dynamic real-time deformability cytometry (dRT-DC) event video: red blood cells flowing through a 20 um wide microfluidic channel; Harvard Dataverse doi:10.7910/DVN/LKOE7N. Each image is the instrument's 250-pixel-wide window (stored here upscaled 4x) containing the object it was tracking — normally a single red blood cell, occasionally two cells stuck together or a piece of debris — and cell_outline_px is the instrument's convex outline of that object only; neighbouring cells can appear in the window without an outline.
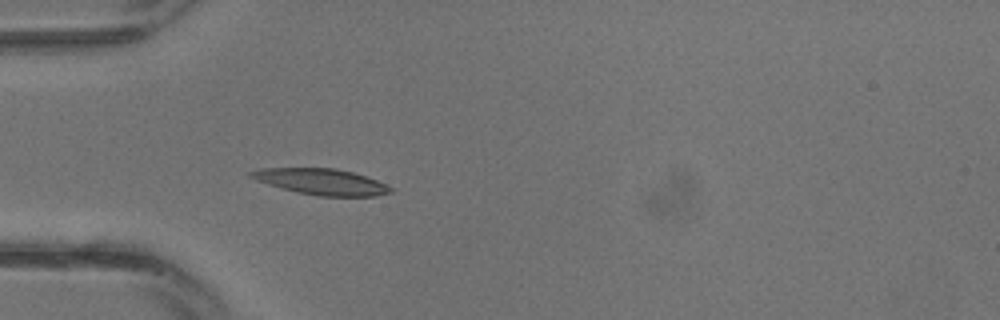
{"species": "common noctule bat (a hibernating species)", "species_latin": "Nyctalus noctula", "temperature_condition": "warm", "stored_images_in_passage": 14, "camera_frame_rate_fps": 3000, "um_per_image_px": 0.085, "animal": {"sex": "male", "body_mass_g": 13.3}, "frame": {"image": 1, "passage_image": 10, "time_ms": 3.0, "image_size_px": [1000, 320], "cell_outline_px": [[392, 192], [376, 196], [320, 196], [296, 192], [268, 184], [256, 180], [248, 176], [248, 172], [260, 168], [336, 168], [352, 172], [376, 180], [392, 188]], "centroid_in_image_um": [27.28, 15.44], "position_along_channel_um": 57.7, "area_um2": 21.04}}
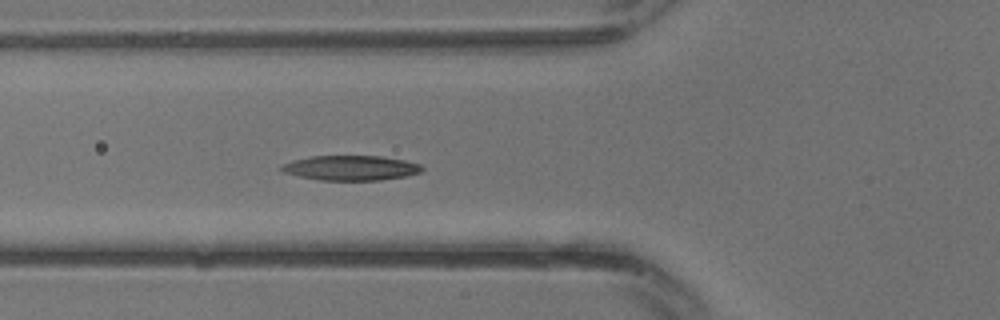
{"frame": {"image": 2, "passage_image": 12, "time_ms": 3.667, "image_size_px": [1000, 320], "cell_outline_px": [[424, 168], [420, 172], [404, 176], [380, 180], [320, 180], [300, 176], [284, 172], [280, 168], [284, 164], [292, 160], [312, 156], [380, 156], [404, 160], [420, 164]], "centroid_in_image_um": [29.83, 14.27], "position_along_channel_um": 96.0, "area_um2": 20.11}}
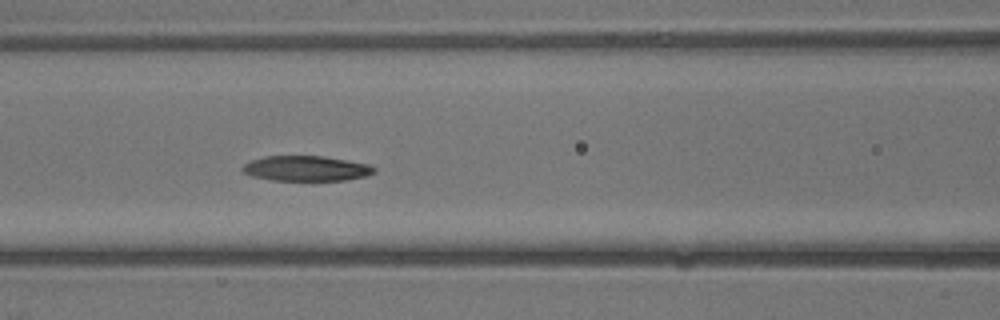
{"frame": {"image": 3, "passage_image": 14, "time_ms": 4.333, "image_size_px": [1000, 320], "cell_outline_px": [[376, 172], [368, 176], [344, 180], [272, 180], [252, 176], [244, 172], [240, 168], [244, 164], [252, 160], [264, 156], [324, 156], [348, 160], [368, 164], [376, 168]], "centroid_in_image_um": [26.05, 14.31], "position_along_channel_um": 140.5, "area_um2": 19.36}}